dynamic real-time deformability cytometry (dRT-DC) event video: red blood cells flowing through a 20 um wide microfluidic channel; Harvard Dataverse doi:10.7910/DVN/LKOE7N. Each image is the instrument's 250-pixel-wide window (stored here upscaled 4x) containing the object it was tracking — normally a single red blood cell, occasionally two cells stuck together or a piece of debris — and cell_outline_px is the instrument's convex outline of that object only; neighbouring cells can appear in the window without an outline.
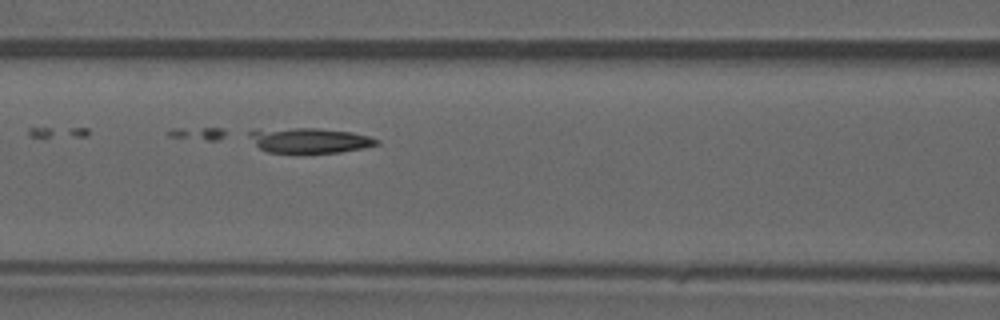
{"species": "common noctule bat (a hibernating species)", "species_latin": "Nyctalus noctula", "temperature_condition": "warm", "stored_images_in_passage": 46, "camera_frame_rate_fps": 3000, "um_per_image_px": 0.085, "animal": {"sex": "male", "forearm_length_mm": 52.5}, "frame": {"image": 1, "passage_image": 21, "time_ms": 6.667, "image_size_px": [1000, 320], "cell_outline_px": [[380, 144], [364, 148], [340, 152], [268, 152], [260, 148], [248, 136], [248, 132], [292, 128], [320, 128], [352, 132], [368, 136], [380, 140]], "centroid_in_image_um": [26.4, 11.93], "position_along_channel_um": 140.2, "area_um2": 18.21}}